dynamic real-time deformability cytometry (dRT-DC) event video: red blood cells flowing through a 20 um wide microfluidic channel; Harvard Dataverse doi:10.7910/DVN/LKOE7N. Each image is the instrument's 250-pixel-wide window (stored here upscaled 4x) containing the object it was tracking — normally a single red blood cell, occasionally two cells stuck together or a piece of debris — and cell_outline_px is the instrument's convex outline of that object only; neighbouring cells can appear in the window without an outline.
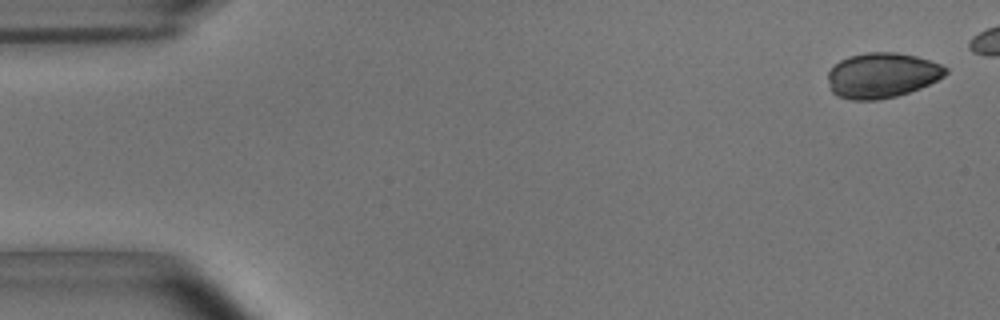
{"species": "common noctule bat (a hibernating species)", "species_latin": "Nyctalus noctula", "temperature_condition": "room temperature", "stored_images_in_passage": 47, "camera_frame_rate_fps": 3000, "um_per_image_px": 0.085, "animal": {"sex": "male", "body_mass_g": 15.6}, "frame": {"image": 1, "passage_image": 2, "time_ms": 0.333, "image_size_px": [1000, 320], "cell_outline_px": [[948, 72], [944, 76], [920, 88], [896, 96], [876, 100], [852, 100], [840, 96], [832, 92], [828, 80], [828, 72], [840, 60], [848, 56], [868, 52], [896, 52], [916, 56], [940, 64], [948, 68]], "centroid_in_image_um": [74.97, 6.39], "position_along_channel_um": 10.0, "area_um2": 30.81}}
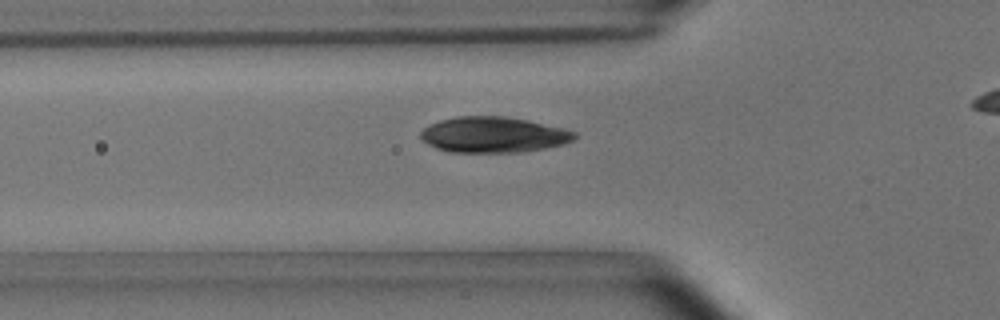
{"frame": {"image": 2, "passage_image": 18, "time_ms": 5.667, "image_size_px": [1000, 320], "cell_outline_px": [[576, 136], [572, 140], [564, 144], [544, 148], [520, 152], [452, 152], [436, 148], [428, 144], [420, 136], [420, 132], [424, 128], [440, 120], [456, 116], [504, 116], [528, 120], [564, 128], [576, 132]], "centroid_in_image_um": [41.95, 11.45], "position_along_channel_um": 83.8, "area_um2": 31.91}}
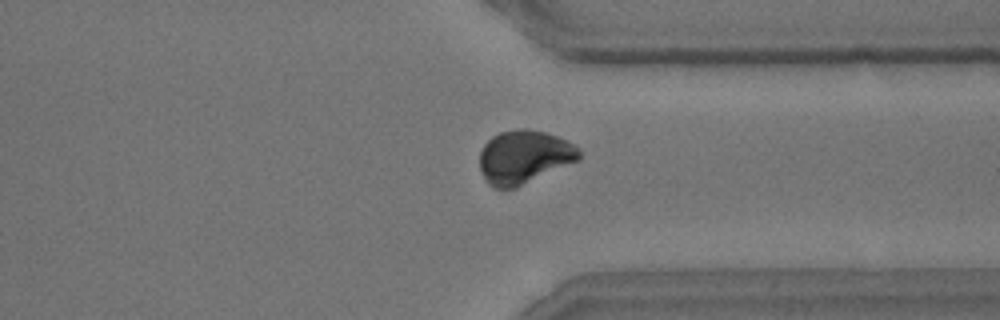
{"frame": {"image": 3, "passage_image": 41, "time_ms": 13.333, "image_size_px": [1000, 320], "cell_outline_px": [[580, 160], [516, 188], [492, 188], [488, 184], [480, 168], [480, 152], [484, 144], [492, 136], [500, 132], [520, 128], [528, 128], [544, 132], [568, 140], [580, 148]], "centroid_in_image_um": [44.57, 13.34], "position_along_channel_um": 366.8, "area_um2": 31.21}}